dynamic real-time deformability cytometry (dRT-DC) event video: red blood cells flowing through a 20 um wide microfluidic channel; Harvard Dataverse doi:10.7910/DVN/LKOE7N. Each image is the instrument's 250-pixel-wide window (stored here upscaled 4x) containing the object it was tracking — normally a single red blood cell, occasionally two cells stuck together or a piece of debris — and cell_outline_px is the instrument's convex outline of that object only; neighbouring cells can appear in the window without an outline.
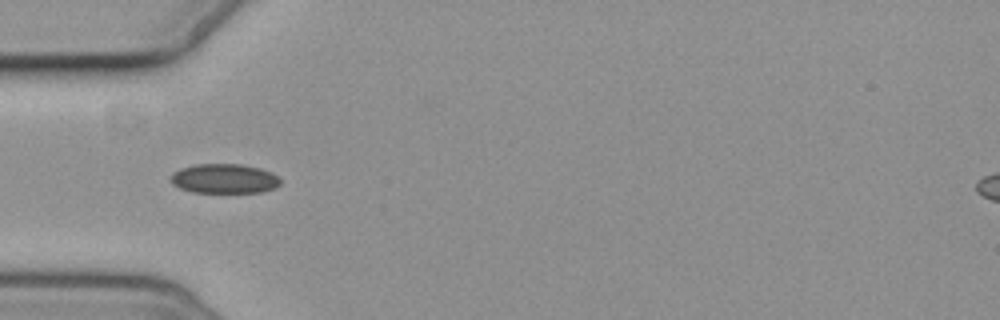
{"species": "common noctule bat (a hibernating species)", "species_latin": "Nyctalus noctula", "temperature_condition": "cold", "stored_images_in_passage": 5, "camera_frame_rate_fps": 3000, "um_per_image_px": 0.085, "animal": {"sex": "female", "body_mass_g": 19.3, "forearm_length_mm": 54.1}, "frame": {"image": 1, "passage_image": 5, "time_ms": 5.0, "image_size_px": [1000, 320], "cell_outline_px": [[280, 184], [276, 188], [260, 192], [192, 192], [180, 188], [172, 184], [168, 180], [172, 172], [180, 168], [196, 164], [240, 164], [260, 168], [272, 172], [280, 176]], "centroid_in_image_um": [19.05, 15.18], "position_along_channel_um": 65.9, "area_um2": 19.13}}